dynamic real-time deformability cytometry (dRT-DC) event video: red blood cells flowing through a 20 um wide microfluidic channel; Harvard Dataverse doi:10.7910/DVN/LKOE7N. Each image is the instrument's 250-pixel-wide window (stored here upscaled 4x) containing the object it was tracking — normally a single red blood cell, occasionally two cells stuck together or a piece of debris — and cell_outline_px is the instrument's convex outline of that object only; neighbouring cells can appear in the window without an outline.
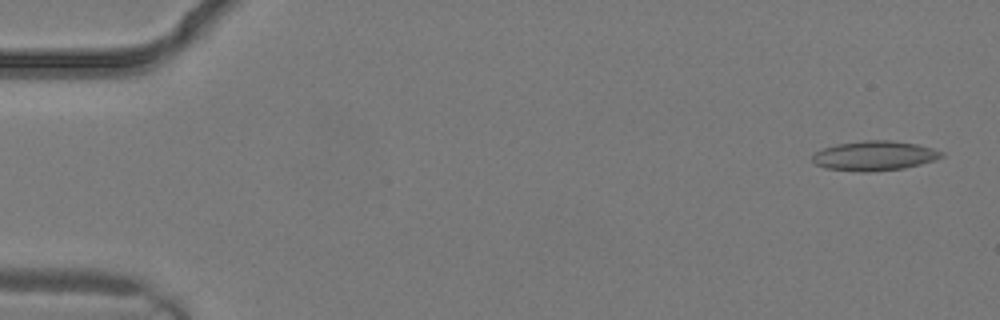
{"species": "common noctule bat (a hibernating species)", "species_latin": "Nyctalus noctula", "temperature_condition": "warm", "stored_images_in_passage": 2, "camera_frame_rate_fps": 3000, "um_per_image_px": 0.085, "animal": {"sex": "male", "body_mass_g": 19.2, "forearm_length_mm": 51.8}, "frame": {"image": 1, "passage_image": 1, "time_ms": 0.0, "image_size_px": [1000, 320], "cell_outline_px": [[944, 156], [920, 164], [904, 168], [872, 172], [860, 172], [824, 168], [816, 164], [812, 160], [812, 156], [816, 152], [824, 148], [836, 144], [864, 140], [888, 140], [916, 144], [932, 148], [944, 152]], "centroid_in_image_um": [74.31, 13.24], "position_along_channel_um": 10.7, "area_um2": 22.25}}